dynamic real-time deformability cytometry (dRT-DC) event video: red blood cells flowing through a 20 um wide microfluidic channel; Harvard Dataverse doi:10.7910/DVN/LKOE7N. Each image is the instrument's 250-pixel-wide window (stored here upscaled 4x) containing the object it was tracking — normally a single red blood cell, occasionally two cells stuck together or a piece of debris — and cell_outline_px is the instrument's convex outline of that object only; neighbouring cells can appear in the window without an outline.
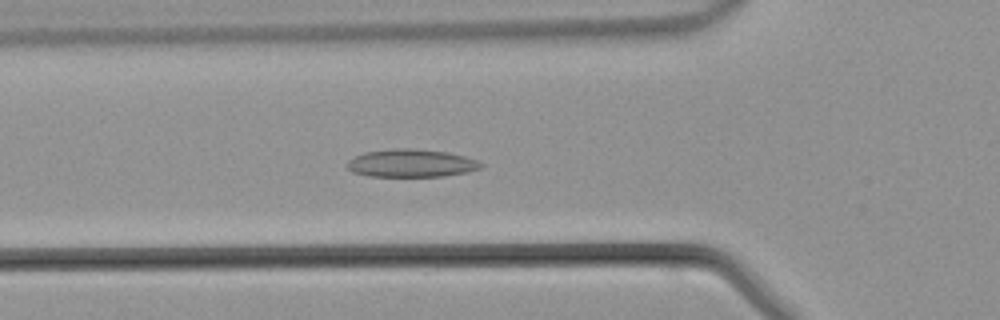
{"species": "common noctule bat (a hibernating species)", "species_latin": "Nyctalus noctula", "temperature_condition": "warm", "stored_images_in_passage": 43, "camera_frame_rate_fps": 3000, "um_per_image_px": 0.085, "animal": {"sex": "male", "body_mass_g": 21.5, "forearm_length_mm": 52.0}, "frame": {"image": 1, "passage_image": 14, "time_ms": 4.333, "image_size_px": [1000, 320], "cell_outline_px": [[484, 164], [480, 168], [468, 172], [444, 176], [368, 176], [352, 172], [348, 168], [348, 160], [364, 152], [396, 148], [408, 148], [448, 152], [464, 156], [476, 160]], "centroid_in_image_um": [34.96, 13.87], "position_along_channel_um": 90.8, "area_um2": 21.62}}
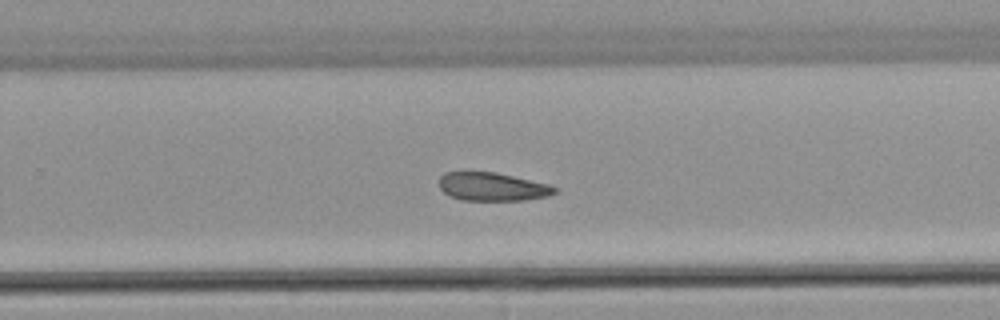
{"frame": {"image": 2, "passage_image": 27, "time_ms": 8.667, "image_size_px": [1000, 320], "cell_outline_px": [[556, 192], [548, 196], [524, 200], [460, 200], [448, 196], [440, 188], [440, 176], [444, 172], [496, 172], [548, 184], [556, 188]], "centroid_in_image_um": [41.82, 15.87], "position_along_channel_um": 288.0, "area_um2": 19.02}}
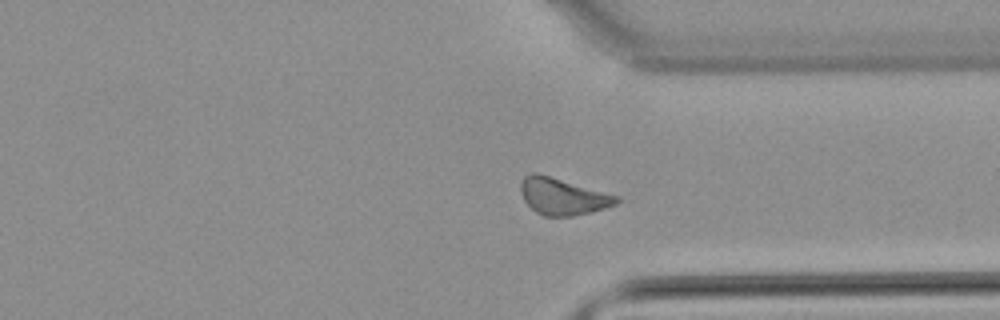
{"frame": {"image": 3, "passage_image": 32, "time_ms": 10.333, "image_size_px": [1000, 320], "cell_outline_px": [[620, 200], [616, 204], [592, 212], [572, 216], [544, 216], [536, 212], [524, 200], [520, 192], [520, 180], [524, 176], [532, 172], [536, 172], [620, 196]], "centroid_in_image_um": [47.82, 16.69], "position_along_channel_um": 363.6, "area_um2": 20.58}}